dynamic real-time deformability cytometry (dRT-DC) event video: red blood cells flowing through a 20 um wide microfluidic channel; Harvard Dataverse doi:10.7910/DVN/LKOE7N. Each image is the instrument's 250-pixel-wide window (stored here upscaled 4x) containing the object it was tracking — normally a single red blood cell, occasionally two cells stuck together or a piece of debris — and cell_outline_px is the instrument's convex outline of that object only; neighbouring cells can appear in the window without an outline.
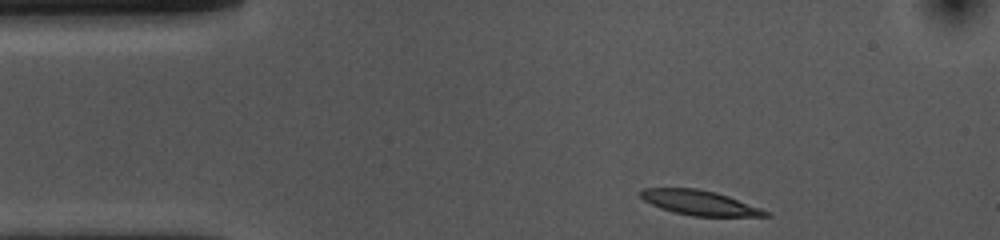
{"species": "common noctule bat (a hibernating species)", "species_latin": "Nyctalus noctula", "temperature_condition": "cold", "stored_images_in_passage": 36, "camera_frame_rate_fps": 3000, "um_per_image_px": 0.085, "animal": {"sex": "female", "body_mass_g": 10.0, "forearm_length_mm": 53.1}, "frame": {"image": 1, "passage_image": 1, "time_ms": 0.0, "image_size_px": [1000, 240], "cell_outline_px": [[772, 216], [692, 216], [660, 208], [644, 200], [640, 196], [640, 192], [644, 188], [696, 188], [716, 192], [728, 196], [760, 208], [768, 212]], "centroid_in_image_um": [59.45, 17.23], "position_along_channel_um": 25.5, "area_um2": 17.74}}
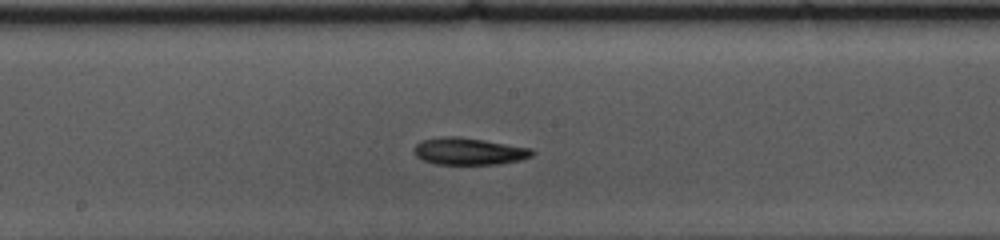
{"frame": {"image": 2, "passage_image": 20, "time_ms": 6.333, "image_size_px": [1000, 240], "cell_outline_px": [[536, 152], [532, 156], [520, 160], [500, 164], [436, 164], [424, 160], [416, 156], [412, 152], [412, 148], [420, 140], [444, 136], [456, 136], [484, 140], [532, 148]], "centroid_in_image_um": [39.84, 12.85], "position_along_channel_um": 208.4, "area_um2": 18.79}}
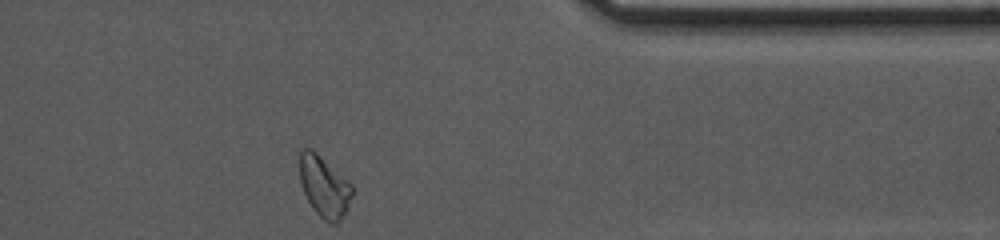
{"frame": {"image": 3, "passage_image": 36, "time_ms": 11.667, "image_size_px": [1000, 240], "cell_outline_px": [[352, 196], [340, 220], [336, 224], [332, 224], [324, 220], [312, 208], [300, 184], [300, 148], [312, 148], [352, 184]], "centroid_in_image_um": [27.54, 15.83], "position_along_channel_um": 383.9, "area_um2": 18.5}, "authors_computed_cell_mechanics": {"area_um2": 18.6694, "velocity_mm_per_s": 3.6587, "shape_relaxation_time_tau1_ms": 3.2857, "shape_relaxation_time_tau2_ms": null, "deformation_change_tau1": 0.1241, "deformation_change_tau2": null}}